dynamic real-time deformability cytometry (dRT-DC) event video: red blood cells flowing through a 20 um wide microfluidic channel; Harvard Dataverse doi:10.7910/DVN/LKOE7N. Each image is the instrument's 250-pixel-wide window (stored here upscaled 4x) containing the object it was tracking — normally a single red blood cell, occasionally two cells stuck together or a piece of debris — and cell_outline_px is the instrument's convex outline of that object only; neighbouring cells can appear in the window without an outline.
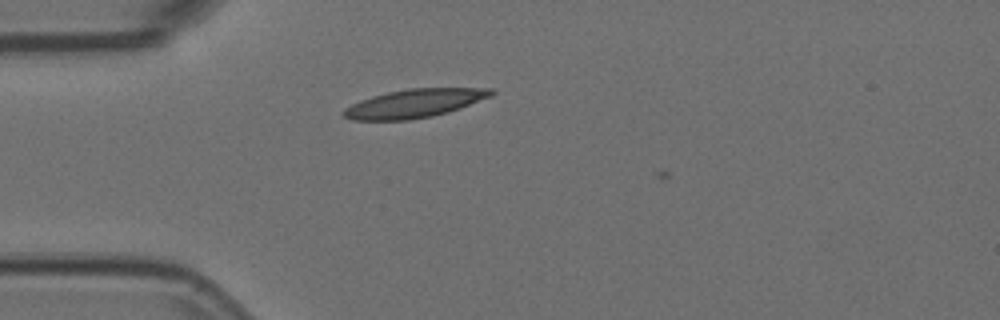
{"species": "Egyptian fruit bat (a non-hibernating species)", "species_latin": "Rousettus aegyptiacus", "temperature_condition": "room temperature", "stored_images_in_passage": 2, "camera_frame_rate_fps": 3000, "um_per_image_px": 0.085, "animal": {"sex": "female"}, "frame": {"image": 1, "passage_image": 1, "time_ms": 0.0, "image_size_px": [1000, 320], "cell_outline_px": [[496, 92], [492, 96], [460, 108], [448, 112], [432, 116], [408, 120], [352, 120], [344, 116], [340, 112], [344, 108], [360, 100], [372, 96], [388, 92], [408, 88], [492, 88]], "centroid_in_image_um": [35.23, 8.78], "position_along_channel_um": 49.8, "area_um2": 24.57}}